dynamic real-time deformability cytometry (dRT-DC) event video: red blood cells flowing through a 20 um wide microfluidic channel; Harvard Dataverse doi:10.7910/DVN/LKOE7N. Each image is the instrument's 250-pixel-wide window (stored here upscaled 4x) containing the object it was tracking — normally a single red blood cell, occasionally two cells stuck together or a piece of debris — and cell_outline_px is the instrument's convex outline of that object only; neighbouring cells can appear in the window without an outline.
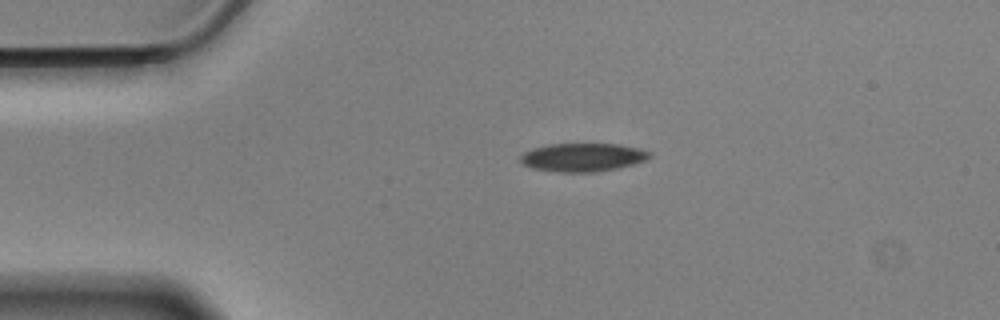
{"species": "Egyptian fruit bat (a non-hibernating species)", "species_latin": "Rousettus aegyptiacus", "temperature_condition": "cold", "stored_images_in_passage": 46, "camera_frame_rate_fps": 3000, "um_per_image_px": 0.085, "animal": {"sex": "male"}, "frame": {"image": 1, "passage_image": 1, "time_ms": 0.0, "image_size_px": [1000, 320], "cell_outline_px": [[652, 156], [648, 160], [616, 168], [596, 172], [556, 172], [532, 168], [524, 164], [520, 160], [520, 156], [524, 152], [532, 148], [548, 144], [620, 144], [640, 148], [652, 152]], "centroid_in_image_um": [49.56, 13.36], "position_along_channel_um": 35.4, "area_um2": 21.5}}
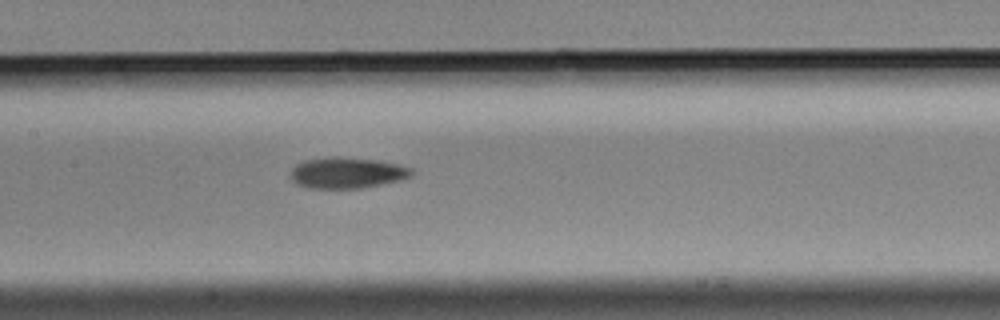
{"frame": {"image": 2, "passage_image": 16, "time_ms": 5.0, "image_size_px": [1000, 320], "cell_outline_px": [[412, 176], [400, 180], [360, 188], [308, 188], [296, 184], [292, 180], [292, 168], [296, 164], [304, 160], [332, 156], [372, 160], [396, 164], [412, 168]], "centroid_in_image_um": [29.46, 14.69], "position_along_channel_um": 177.9, "area_um2": 21.56}}
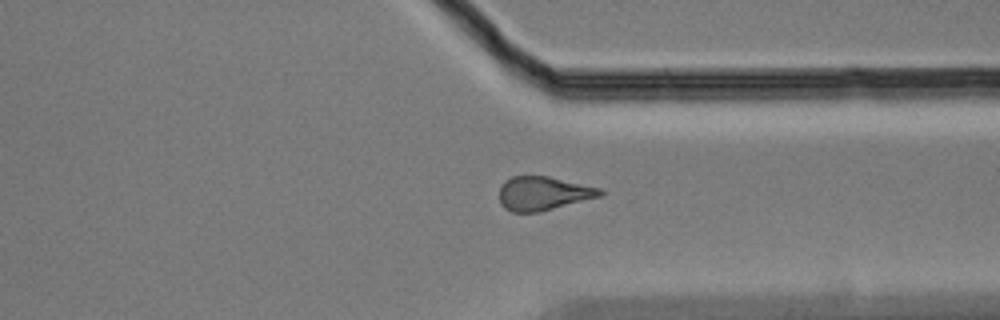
{"frame": {"image": 3, "passage_image": 32, "time_ms": 10.333, "image_size_px": [1000, 320], "cell_outline_px": [[604, 192], [600, 196], [540, 212], [512, 212], [504, 208], [500, 204], [500, 184], [504, 180], [512, 176], [548, 176], [600, 188]], "centroid_in_image_um": [46.13, 16.44], "position_along_channel_um": 365.3, "area_um2": 19.83}, "authors_computed_cell_mechanics": {"area_um2": 20.9814, "velocity_mm_per_s": 3.5167, "shape_relaxation_time_tau1_ms": 7.5551, "shape_relaxation_time_tau2_ms": null, "deformation_change_tau1": 0.1359, "deformation_change_tau2": null}}